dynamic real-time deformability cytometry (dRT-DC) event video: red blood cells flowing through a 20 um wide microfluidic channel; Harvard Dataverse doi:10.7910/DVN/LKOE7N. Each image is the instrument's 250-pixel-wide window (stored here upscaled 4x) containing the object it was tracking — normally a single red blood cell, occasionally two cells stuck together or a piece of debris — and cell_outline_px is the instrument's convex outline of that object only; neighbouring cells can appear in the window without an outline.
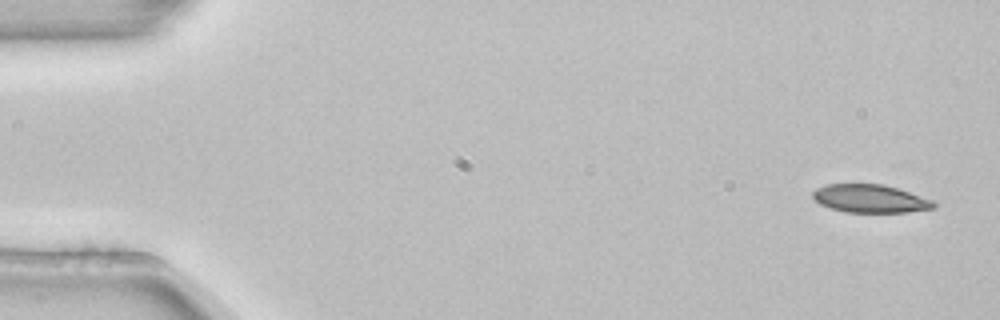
{"species": "common noctule bat (a hibernating species)", "species_latin": "Nyctalus noctula", "temperature_condition": "room temperature", "stored_images_in_passage": 3, "camera_frame_rate_fps": 3000, "um_per_image_px": 0.085, "animal": {"sex": "female", "body_mass_g": 22.7, "forearm_length_mm": 54.2}, "frame": {"image": 1, "passage_image": 1, "time_ms": 0.0, "image_size_px": [1000, 320], "cell_outline_px": [[936, 208], [908, 212], [848, 212], [832, 208], [820, 204], [812, 196], [812, 192], [816, 188], [828, 184], [884, 184], [932, 200], [936, 204]], "centroid_in_image_um": [73.96, 16.88], "position_along_channel_um": 11.0, "area_um2": 19.59}}
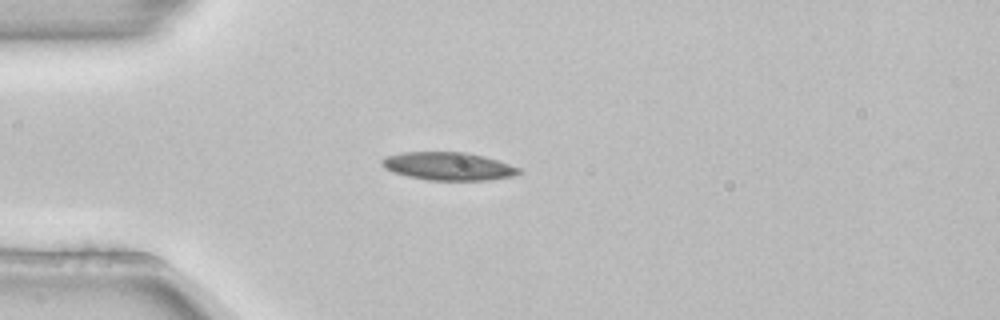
{"frame": {"image": 2, "passage_image": 3, "time_ms": 0.667, "image_size_px": [1000, 320], "cell_outline_px": [[520, 172], [516, 176], [488, 180], [428, 180], [408, 176], [392, 172], [384, 168], [380, 164], [380, 160], [384, 156], [400, 152], [464, 152], [484, 156], [520, 168]], "centroid_in_image_um": [38.05, 14.13], "position_along_channel_um": 46.9, "area_um2": 22.48}}